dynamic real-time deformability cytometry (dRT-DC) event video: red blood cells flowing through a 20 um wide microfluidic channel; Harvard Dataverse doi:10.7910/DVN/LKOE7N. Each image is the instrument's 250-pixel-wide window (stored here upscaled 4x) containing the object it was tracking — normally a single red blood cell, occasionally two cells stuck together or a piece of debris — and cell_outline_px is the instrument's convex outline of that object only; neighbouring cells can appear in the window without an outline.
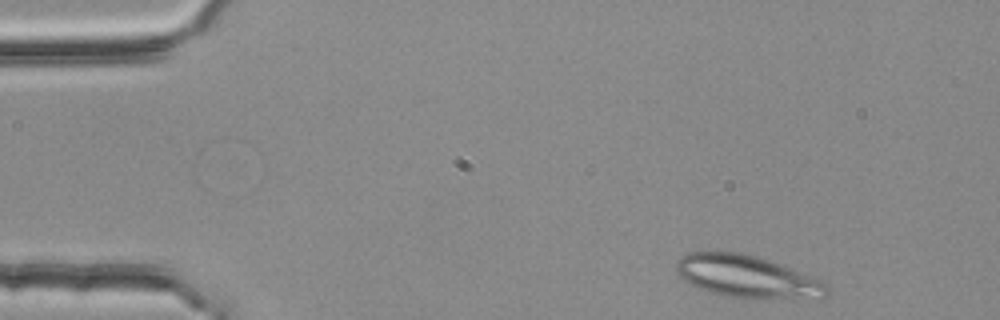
{"species": "common noctule bat (a hibernating species)", "species_latin": "Nyctalus noctula", "temperature_condition": "room temperature", "stored_images_in_passage": 43, "camera_frame_rate_fps": 3000, "um_per_image_px": 0.085, "animal": {"sex": "female", "body_mass_g": 25.1}, "frame": {"image": 1, "passage_image": 2, "time_ms": 0.333, "image_size_px": [1000, 320], "cell_outline_px": [[828, 296], [820, 300], [724, 296], [708, 292], [684, 280], [676, 272], [676, 260], [688, 252], [712, 248], [744, 252], [768, 260], [828, 284]], "centroid_in_image_um": [63.45, 23.48], "position_along_channel_um": 21.6, "area_um2": 37.8}}
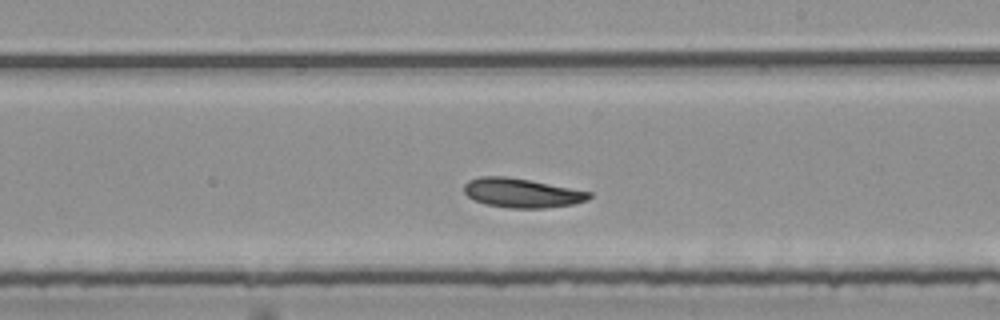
{"frame": {"image": 2, "passage_image": 27, "time_ms": 8.667, "image_size_px": [1000, 320], "cell_outline_px": [[592, 196], [588, 200], [572, 204], [544, 208], [508, 208], [484, 204], [468, 196], [464, 192], [464, 184], [468, 180], [480, 176], [504, 176], [528, 180], [592, 192]], "centroid_in_image_um": [44.33, 16.4], "position_along_channel_um": 244.7, "area_um2": 21.21}}
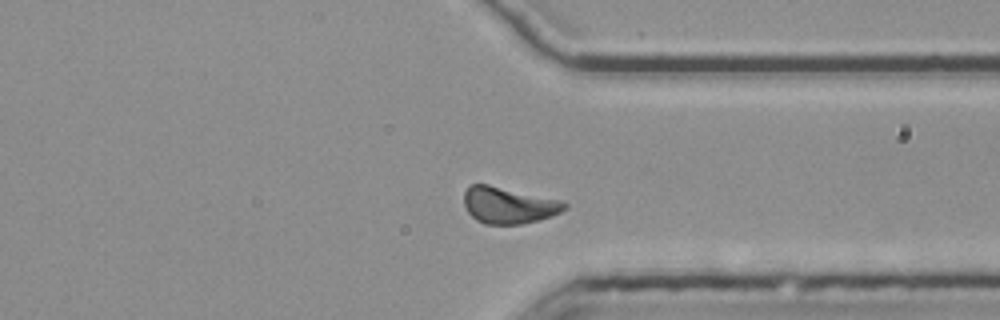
{"frame": {"image": 3, "passage_image": 37, "time_ms": 12.0, "image_size_px": [1000, 320], "cell_outline_px": [[568, 208], [552, 216], [540, 220], [520, 224], [484, 224], [476, 220], [468, 212], [464, 204], [464, 192], [468, 184], [488, 184], [564, 200], [568, 204]], "centroid_in_image_um": [43.26, 17.43], "position_along_channel_um": 368.1, "area_um2": 21.79}, "authors_computed_cell_mechanics": {"area_um2": 21.5016, "velocity_mm_per_s": 3.743, "shape_relaxation_time_tau1_ms": 4.1528, "shape_relaxation_time_tau2_ms": 8.7416, "deformation_change_tau1": 0.1197, "deformation_change_tau2": 0.1549}}